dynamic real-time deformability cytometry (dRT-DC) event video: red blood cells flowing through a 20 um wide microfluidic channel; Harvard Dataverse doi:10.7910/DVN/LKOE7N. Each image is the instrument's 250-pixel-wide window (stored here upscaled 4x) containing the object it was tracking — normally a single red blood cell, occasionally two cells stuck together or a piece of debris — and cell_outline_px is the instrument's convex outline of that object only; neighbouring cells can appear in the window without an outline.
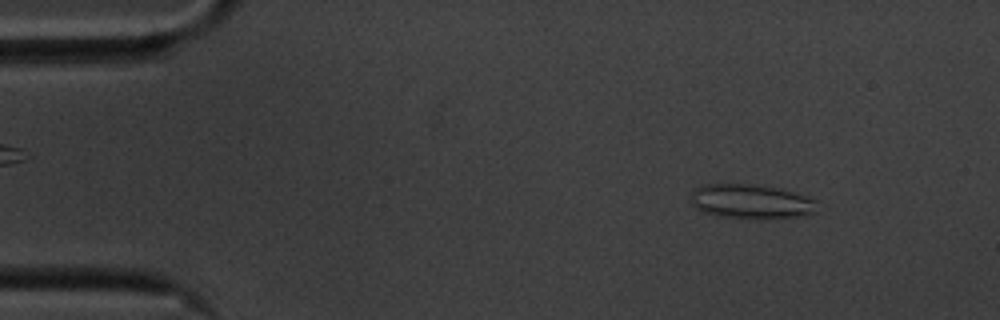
{"species": "common noctule bat (a hibernating species)", "species_latin": "Nyctalus noctula", "temperature_condition": "cold", "stored_images_in_passage": 56, "camera_frame_rate_fps": 3000, "um_per_image_px": 0.085, "animal": {"sex": "male", "body_mass_g": 20.1, "forearm_length_mm": 53.5}, "frame": {"image": 1, "passage_image": 6, "time_ms": 1.667, "image_size_px": [1000, 320], "cell_outline_px": [[816, 212], [800, 216], [760, 220], [720, 216], [700, 212], [692, 204], [692, 192], [696, 188], [704, 184], [752, 184], [784, 188], [816, 200]], "centroid_in_image_um": [63.86, 17.14], "position_along_channel_um": 21.1, "area_um2": 25.78}}
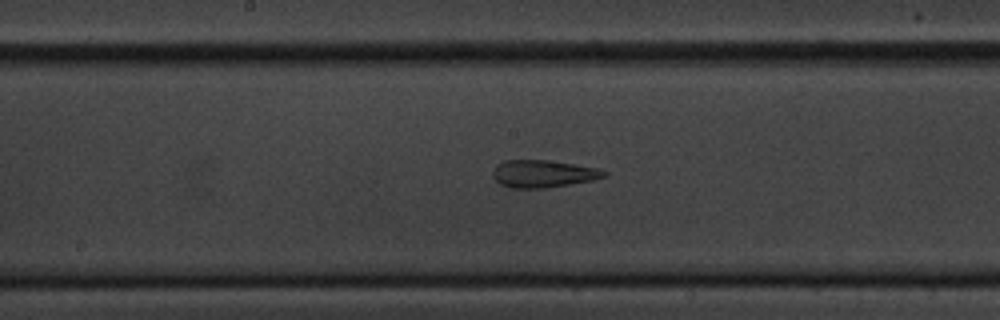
{"frame": {"image": 2, "passage_image": 28, "time_ms": 9.0, "image_size_px": [1000, 320], "cell_outline_px": [[608, 172], [604, 176], [592, 180], [548, 188], [508, 188], [500, 184], [492, 176], [492, 172], [496, 164], [504, 160], [548, 160], [596, 168]], "centroid_in_image_um": [46.09, 14.77], "position_along_channel_um": 202.1, "area_um2": 17.74}}
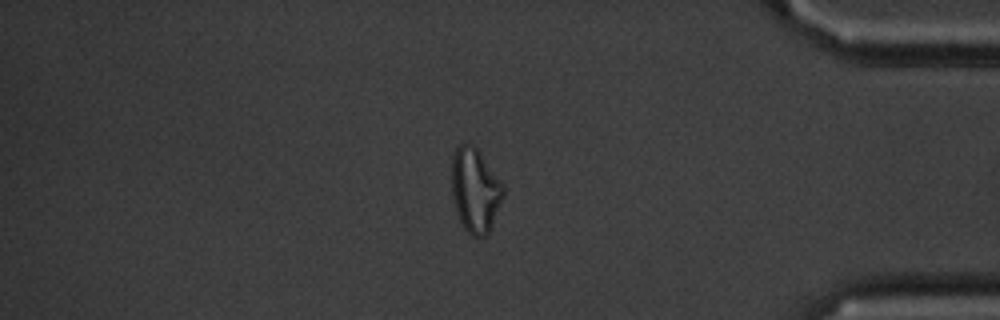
{"frame": {"image": 3, "passage_image": 47, "time_ms": 15.333, "image_size_px": [1000, 320], "cell_outline_px": [[504, 196], [492, 224], [488, 232], [484, 236], [472, 236], [464, 228], [456, 212], [452, 196], [452, 156], [456, 148], [460, 144], [472, 144], [480, 152], [504, 188]], "centroid_in_image_um": [40.37, 16.17], "position_along_channel_um": 394.8, "area_um2": 24.91}, "authors_computed_cell_mechanics": {"area_um2": 22.0218, "velocity_mm_per_s": 3.4999, "shape_relaxation_time_tau1_ms": null, "shape_relaxation_time_tau2_ms": 4.024, "deformation_change_tau1": null, "deformation_change_tau2": 0.1599}}